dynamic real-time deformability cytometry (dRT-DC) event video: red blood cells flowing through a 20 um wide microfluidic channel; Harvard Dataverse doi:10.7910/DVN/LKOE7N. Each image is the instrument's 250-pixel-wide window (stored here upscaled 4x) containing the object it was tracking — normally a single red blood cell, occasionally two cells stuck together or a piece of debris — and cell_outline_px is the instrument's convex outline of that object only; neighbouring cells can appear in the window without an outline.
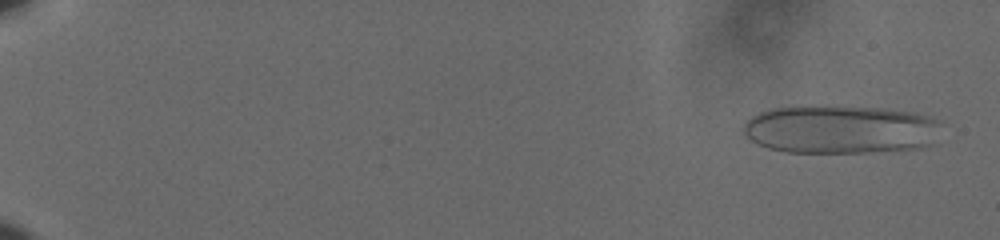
{"species": "human", "species_latin": "Homo sapiens", "temperature_condition": "cold", "stored_images_in_passage": 58, "camera_frame_rate_fps": 3000, "um_per_image_px": 0.085, "donor": {"sex": "male"}, "frame": {"image": 1, "passage_image": 3, "time_ms": 0.667, "image_size_px": [1000, 240], "cell_outline_px": [[940, 120], [928, 144], [920, 148], [864, 152], [788, 152], [768, 148], [756, 144], [744, 136], [744, 124], [752, 116], [760, 112], [772, 108], [884, 108], [916, 112]], "centroid_in_image_um": [71.38, 11.02], "position_along_channel_um": 13.6, "area_um2": 54.51}}
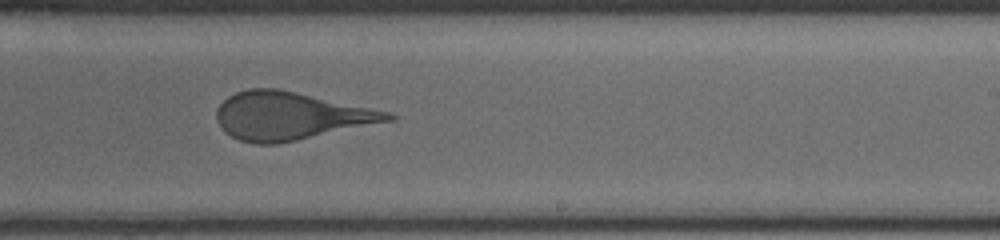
{"frame": {"image": 2, "passage_image": 39, "time_ms": 12.667, "image_size_px": [1000, 240], "cell_outline_px": [[396, 120], [276, 144], [252, 144], [240, 140], [224, 132], [216, 120], [216, 108], [228, 96], [236, 92], [248, 88], [276, 88], [392, 112], [396, 116]], "centroid_in_image_um": [24.67, 9.85], "position_along_channel_um": 264.3, "area_um2": 47.74}}
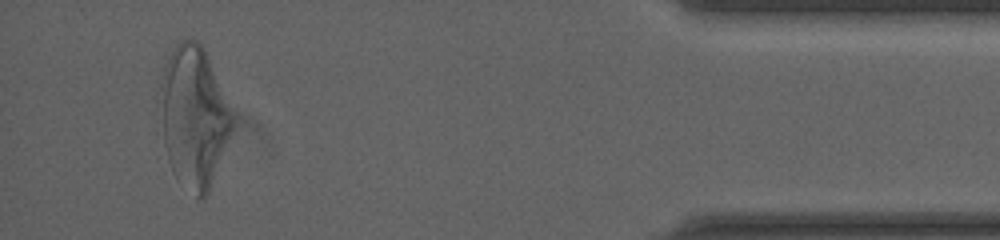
{"frame": {"image": 3, "passage_image": 56, "time_ms": 18.333, "image_size_px": [1000, 240], "cell_outline_px": [[232, 128], [208, 192], [204, 200], [196, 200], [176, 180], [172, 172], [168, 160], [164, 144], [160, 84], [164, 68], [168, 56], [172, 48], [180, 40], [196, 40], [204, 48], [232, 112]], "centroid_in_image_um": [16.45, 9.98], "position_along_channel_um": 418.7, "area_um2": 58.61}}